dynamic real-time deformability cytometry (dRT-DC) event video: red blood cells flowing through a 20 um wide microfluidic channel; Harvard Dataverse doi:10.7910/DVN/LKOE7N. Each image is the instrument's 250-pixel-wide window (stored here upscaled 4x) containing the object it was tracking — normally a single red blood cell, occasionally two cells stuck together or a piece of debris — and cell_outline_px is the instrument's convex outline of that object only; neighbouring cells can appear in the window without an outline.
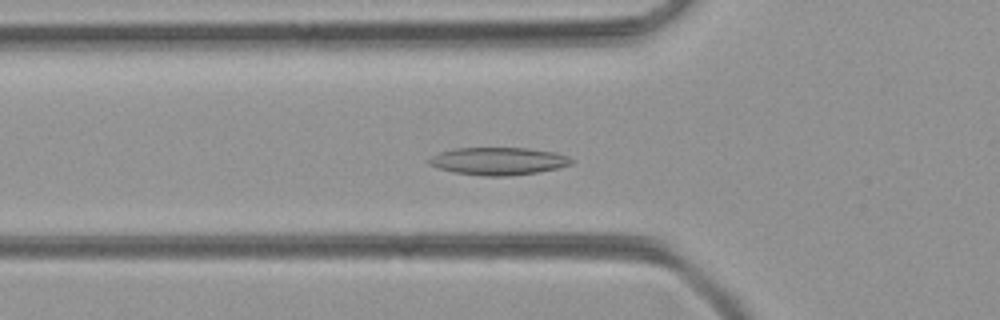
{"species": "common noctule bat (a hibernating species)", "species_latin": "Nyctalus noctula", "temperature_condition": "room temperature", "stored_images_in_passage": 50, "camera_frame_rate_fps": 3000, "um_per_image_px": 0.085, "animal": {"sex": "female", "body_mass_g": 21.9}, "frame": {"image": 1, "passage_image": 17, "time_ms": 5.333, "image_size_px": [1000, 320], "cell_outline_px": [[572, 164], [560, 168], [536, 172], [508, 176], [484, 176], [452, 172], [436, 168], [428, 164], [428, 160], [432, 156], [440, 152], [456, 148], [528, 148], [556, 152], [568, 156], [572, 160]], "centroid_in_image_um": [42.35, 13.7], "position_along_channel_um": 83.4, "area_um2": 23.0}}
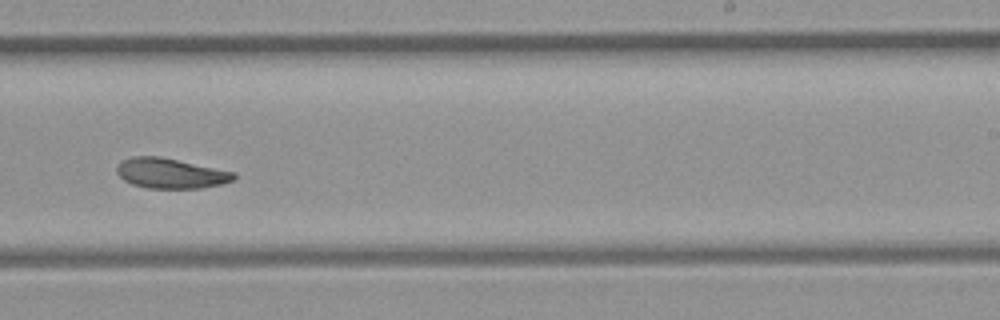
{"frame": {"image": 2, "passage_image": 31, "time_ms": 10.0, "image_size_px": [1000, 320], "cell_outline_px": [[236, 180], [224, 184], [200, 188], [148, 188], [132, 184], [124, 180], [116, 172], [116, 168], [124, 160], [132, 156], [160, 156], [236, 172]], "centroid_in_image_um": [14.56, 14.73], "position_along_channel_um": 274.4, "area_um2": 20.63}}
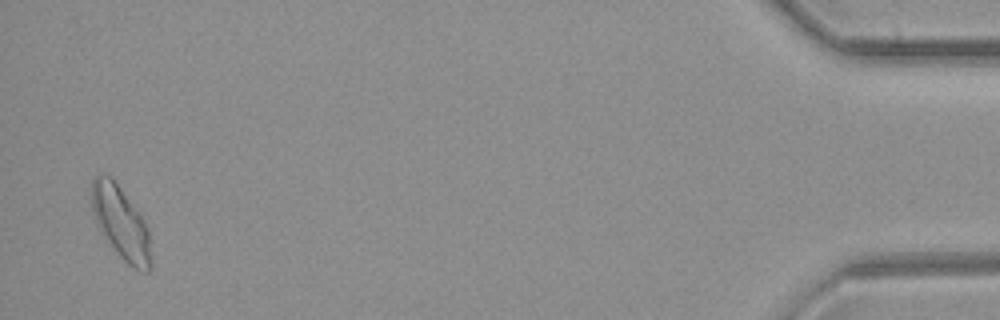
{"frame": {"image": 3, "passage_image": 49, "time_ms": 16.0, "image_size_px": [1000, 320], "cell_outline_px": [[152, 268], [148, 272], [140, 272], [132, 268], [120, 256], [96, 220], [92, 208], [92, 176], [100, 172], [112, 176], [136, 208], [144, 220], [148, 228], [152, 260]], "centroid_in_image_um": [10.32, 18.91], "position_along_channel_um": 424.9, "area_um2": 24.97}}